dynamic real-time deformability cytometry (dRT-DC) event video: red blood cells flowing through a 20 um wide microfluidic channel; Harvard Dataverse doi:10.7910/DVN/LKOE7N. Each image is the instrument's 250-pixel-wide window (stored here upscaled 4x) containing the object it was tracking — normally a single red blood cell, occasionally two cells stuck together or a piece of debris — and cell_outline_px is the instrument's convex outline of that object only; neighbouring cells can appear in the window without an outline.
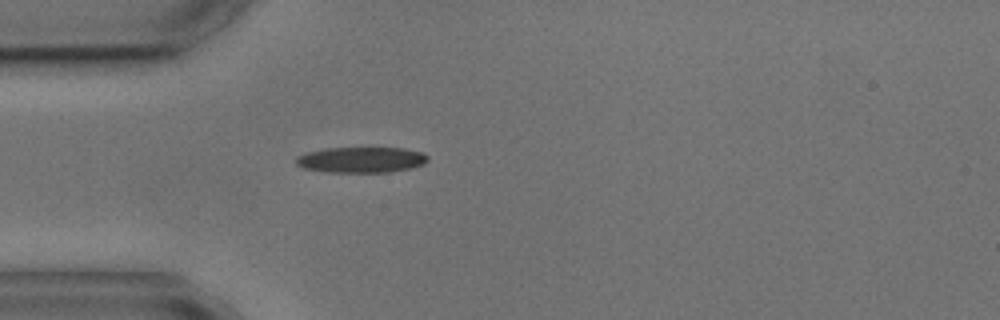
{"species": "common noctule bat (a hibernating species)", "species_latin": "Nyctalus noctula", "temperature_condition": "cold", "stored_images_in_passage": 1, "camera_frame_rate_fps": 3000, "um_per_image_px": 0.085, "animal": {"sex": "male", "body_mass_g": 17.9, "forearm_length_mm": 54.2}, "frame": {"image": 1, "passage_image": 1, "time_ms": 0.0, "image_size_px": [1000, 320], "cell_outline_px": [[428, 160], [424, 164], [412, 168], [388, 172], [324, 172], [304, 168], [296, 164], [296, 156], [304, 152], [324, 148], [404, 148], [420, 152], [428, 156]], "centroid_in_image_um": [30.67, 13.58], "position_along_channel_um": 54.3, "area_um2": 19.88}}